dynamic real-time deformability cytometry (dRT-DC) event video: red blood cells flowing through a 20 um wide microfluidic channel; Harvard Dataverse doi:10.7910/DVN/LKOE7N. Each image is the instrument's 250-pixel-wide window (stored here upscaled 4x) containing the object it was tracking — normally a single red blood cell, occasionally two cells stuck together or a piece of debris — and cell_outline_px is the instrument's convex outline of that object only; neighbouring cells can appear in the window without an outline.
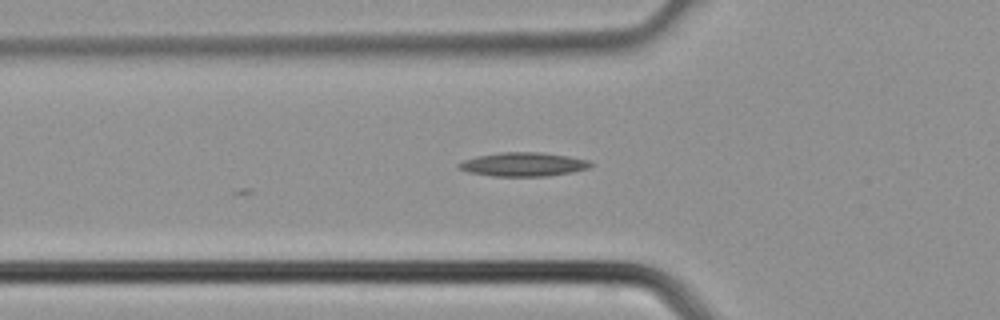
{"species": "common noctule bat (a hibernating species)", "species_latin": "Nyctalus noctula", "temperature_condition": "cold", "stored_images_in_passage": 4, "camera_frame_rate_fps": 3000, "um_per_image_px": 0.085, "animal": {"sex": "male", "body_mass_g": 21.5, "forearm_length_mm": 52.0}, "frame": {"image": 1, "passage_image": 4, "time_ms": 1.0, "image_size_px": [1000, 320], "cell_outline_px": [[592, 164], [588, 168], [572, 172], [548, 176], [492, 176], [468, 172], [456, 168], [456, 164], [464, 160], [476, 156], [504, 152], [540, 152], [568, 156], [588, 160]], "centroid_in_image_um": [44.43, 13.97], "position_along_channel_um": 81.4, "area_um2": 18.32}}